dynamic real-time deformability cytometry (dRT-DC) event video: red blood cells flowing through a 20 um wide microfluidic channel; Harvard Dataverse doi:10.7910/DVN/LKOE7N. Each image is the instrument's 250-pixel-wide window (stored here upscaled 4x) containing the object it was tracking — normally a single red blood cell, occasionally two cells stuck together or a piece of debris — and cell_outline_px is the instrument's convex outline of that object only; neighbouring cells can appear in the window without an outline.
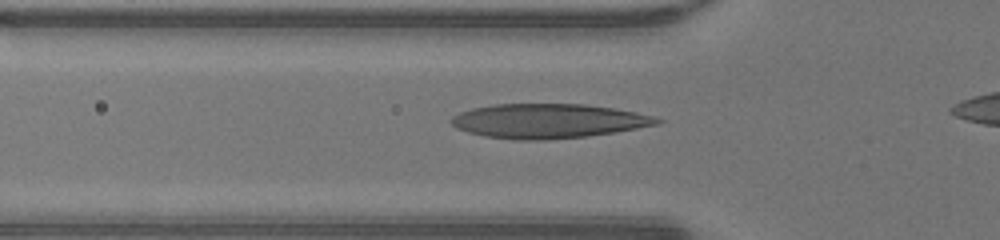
{"species": "human", "species_latin": "Homo sapiens", "temperature_condition": "warm", "stored_images_in_passage": 26, "camera_frame_rate_fps": 3000, "um_per_image_px": 0.085, "donor": {"sex": "male"}, "frame": {"image": 1, "passage_image": 3, "time_ms": 0.667, "image_size_px": [1000, 240], "cell_outline_px": [[664, 120], [656, 124], [636, 128], [612, 132], [584, 136], [548, 140], [516, 140], [484, 136], [468, 132], [456, 128], [448, 120], [452, 116], [460, 112], [472, 108], [496, 104], [584, 104], [612, 108], [636, 112], [652, 116]], "centroid_in_image_um": [46.53, 10.28], "position_along_channel_um": 79.3, "area_um2": 41.04}}
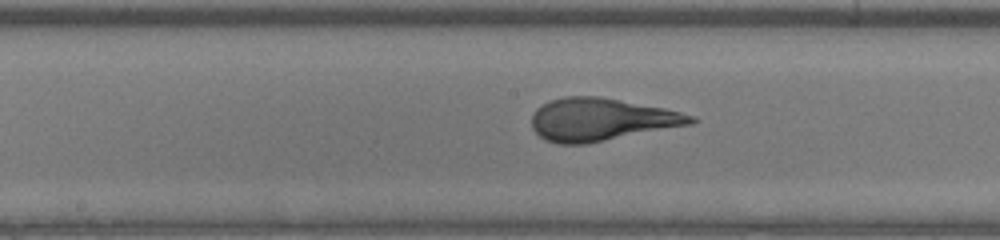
{"frame": {"image": 2, "passage_image": 11, "time_ms": 3.333, "image_size_px": [1000, 240], "cell_outline_px": [[696, 120], [692, 124], [584, 144], [556, 144], [544, 140], [532, 128], [532, 112], [536, 108], [552, 100], [564, 96], [600, 96], [664, 108], [696, 116]], "centroid_in_image_um": [51.07, 10.16], "position_along_channel_um": 197.1, "area_um2": 39.42}}
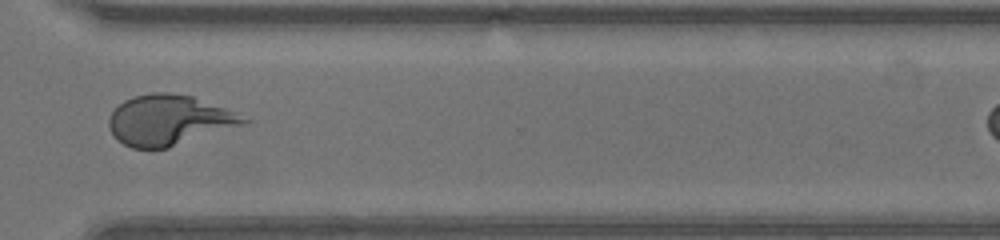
{"frame": {"image": 3, "passage_image": 22, "time_ms": 7.0, "image_size_px": [1000, 240], "cell_outline_px": [[252, 120], [244, 124], [168, 148], [132, 148], [124, 144], [108, 128], [108, 120], [112, 112], [124, 100], [136, 96], [152, 92], [168, 92], [192, 96], [224, 108]], "centroid_in_image_um": [14.35, 10.21], "position_along_channel_um": 356.3, "area_um2": 38.9}}